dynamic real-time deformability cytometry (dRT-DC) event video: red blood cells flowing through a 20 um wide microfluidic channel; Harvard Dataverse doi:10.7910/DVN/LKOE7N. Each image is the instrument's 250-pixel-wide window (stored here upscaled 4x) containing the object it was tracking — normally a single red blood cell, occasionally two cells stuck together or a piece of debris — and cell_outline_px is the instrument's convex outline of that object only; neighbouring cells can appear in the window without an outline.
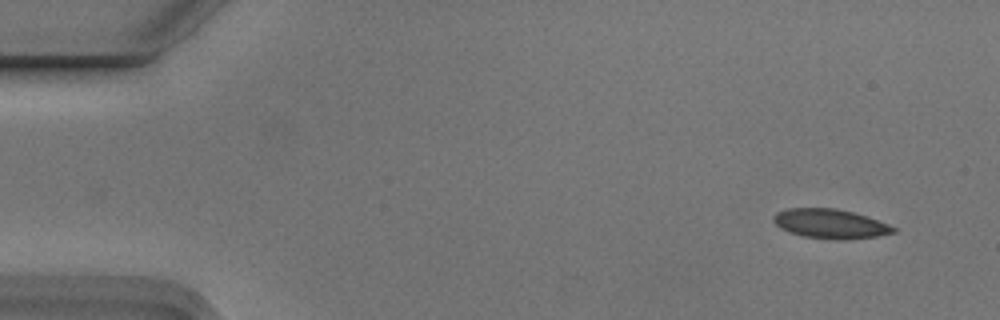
{"species": "Egyptian fruit bat (a non-hibernating species)", "species_latin": "Rousettus aegyptiacus", "temperature_condition": "cold", "stored_images_in_passage": 5, "camera_frame_rate_fps": 3000, "um_per_image_px": 0.085, "animal": {"sex": "male"}, "frame": {"image": 1, "passage_image": 1, "time_ms": 0.0, "image_size_px": [1000, 320], "cell_outline_px": [[896, 232], [876, 236], [848, 240], [836, 240], [804, 236], [788, 232], [780, 228], [772, 220], [772, 216], [776, 212], [788, 208], [836, 208], [868, 216], [888, 224], [896, 228]], "centroid_in_image_um": [70.56, 19.02], "position_along_channel_um": 14.4, "area_um2": 20.69}}
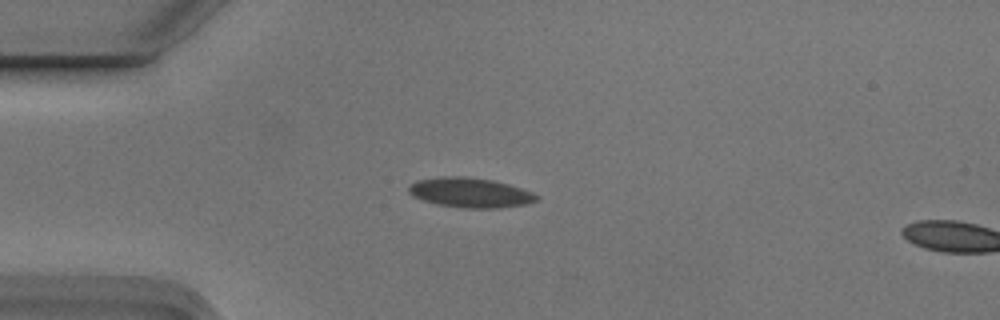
{"frame": {"image": 2, "passage_image": 4, "time_ms": 1.0, "image_size_px": [1000, 320], "cell_outline_px": [[540, 196], [536, 200], [528, 204], [500, 208], [460, 208], [436, 204], [412, 196], [408, 192], [408, 184], [416, 180], [440, 176], [468, 176], [492, 180], [508, 184], [532, 192]], "centroid_in_image_um": [39.93, 16.37], "position_along_channel_um": 45.1, "area_um2": 22.48}}